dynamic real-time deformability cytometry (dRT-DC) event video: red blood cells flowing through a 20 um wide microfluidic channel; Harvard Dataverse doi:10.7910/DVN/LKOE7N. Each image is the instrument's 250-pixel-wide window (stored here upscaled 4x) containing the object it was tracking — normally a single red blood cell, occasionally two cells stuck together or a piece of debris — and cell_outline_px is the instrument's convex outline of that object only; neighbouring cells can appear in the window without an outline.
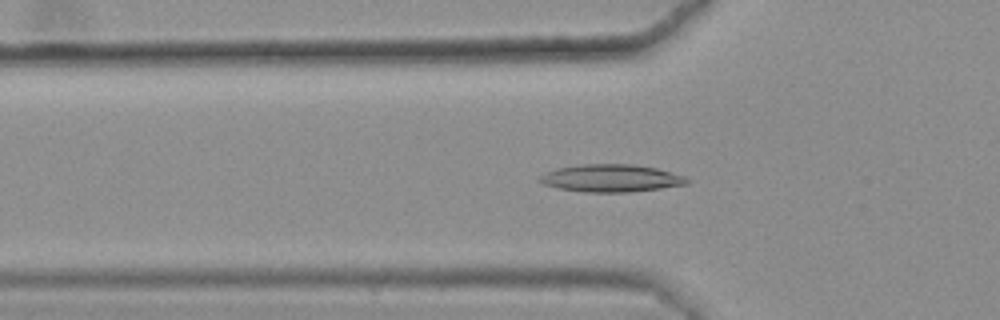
{"species": "common noctule bat (a hibernating species)", "species_latin": "Nyctalus noctula", "temperature_condition": "warm", "stored_images_in_passage": 48, "camera_frame_rate_fps": 3000, "um_per_image_px": 0.085, "animal": {"sex": "female", "body_mass_g": 25.1}, "frame": {"image": 1, "passage_image": 19, "time_ms": 6.0, "image_size_px": [1000, 320], "cell_outline_px": [[688, 184], [660, 188], [628, 192], [584, 192], [556, 188], [544, 184], [536, 180], [544, 172], [556, 168], [580, 164], [632, 164], [656, 168], [684, 176], [688, 180]], "centroid_in_image_um": [51.87, 15.14], "position_along_channel_um": 73.9, "area_um2": 23.64}}
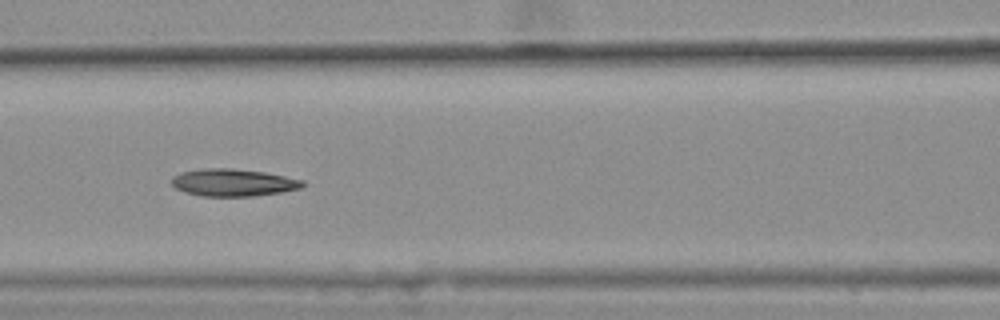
{"frame": {"image": 2, "passage_image": 25, "time_ms": 8.0, "image_size_px": [1000, 320], "cell_outline_px": [[304, 184], [300, 188], [280, 192], [252, 196], [204, 196], [184, 192], [176, 188], [172, 184], [172, 176], [180, 172], [204, 168], [232, 168], [264, 172], [304, 180]], "centroid_in_image_um": [19.79, 15.51], "position_along_channel_um": 146.8, "area_um2": 20.75}}
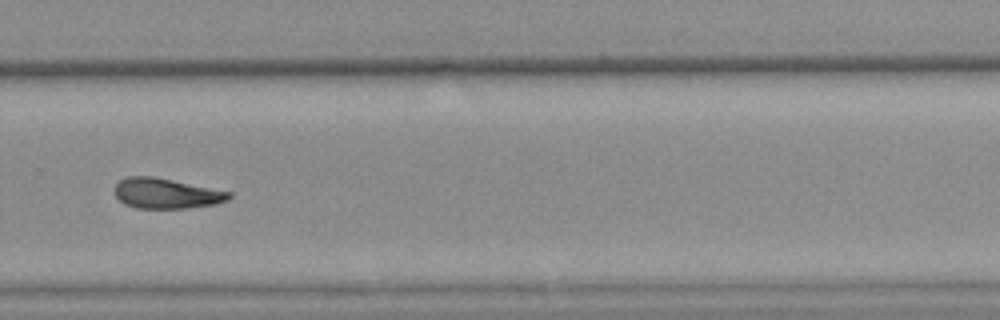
{"frame": {"image": 3, "passage_image": 39, "time_ms": 12.667, "image_size_px": [1000, 320], "cell_outline_px": [[232, 196], [228, 200], [216, 204], [188, 208], [136, 208], [124, 204], [116, 196], [116, 184], [120, 180], [128, 176], [152, 176], [232, 192]], "centroid_in_image_um": [14.15, 16.45], "position_along_channel_um": 315.6, "area_um2": 20.06}, "authors_computed_cell_mechanics": {"area_um2": 20.8369, "velocity_mm_per_s": 3.624, "shape_relaxation_time_tau1_ms": null, "shape_relaxation_time_tau2_ms": 8.3589, "deformation_change_tau1": null, "deformation_change_tau2": 0.1847}}